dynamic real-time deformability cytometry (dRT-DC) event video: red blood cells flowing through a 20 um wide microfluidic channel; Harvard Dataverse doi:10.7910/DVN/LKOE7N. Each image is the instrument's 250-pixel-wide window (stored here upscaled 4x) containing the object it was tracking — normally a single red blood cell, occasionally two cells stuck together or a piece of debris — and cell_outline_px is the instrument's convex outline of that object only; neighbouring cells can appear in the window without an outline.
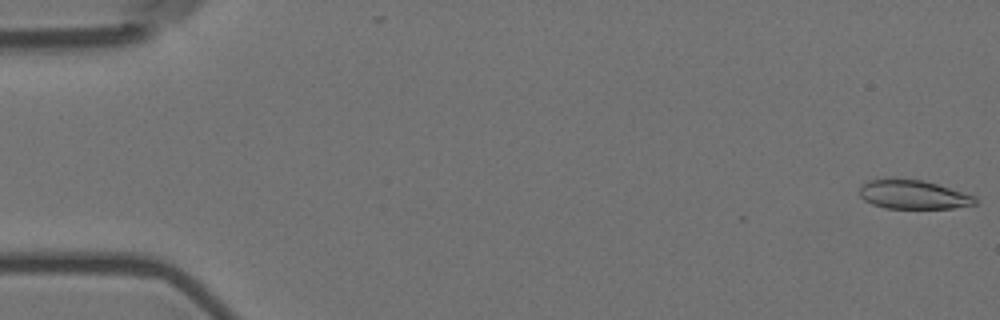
{"species": "Egyptian fruit bat (a non-hibernating species)", "species_latin": "Rousettus aegyptiacus", "temperature_condition": "room temperature", "stored_images_in_passage": 11, "camera_frame_rate_fps": 3000, "um_per_image_px": 0.085, "animal": {"sex": "female"}, "frame": {"image": 1, "passage_image": 1, "time_ms": 0.0, "image_size_px": [1000, 320], "cell_outline_px": [[976, 204], [952, 208], [884, 208], [872, 204], [864, 200], [860, 196], [860, 188], [868, 180], [892, 176], [924, 180], [976, 196]], "centroid_in_image_um": [77.58, 16.5], "position_along_channel_um": 7.4, "area_um2": 19.88}}